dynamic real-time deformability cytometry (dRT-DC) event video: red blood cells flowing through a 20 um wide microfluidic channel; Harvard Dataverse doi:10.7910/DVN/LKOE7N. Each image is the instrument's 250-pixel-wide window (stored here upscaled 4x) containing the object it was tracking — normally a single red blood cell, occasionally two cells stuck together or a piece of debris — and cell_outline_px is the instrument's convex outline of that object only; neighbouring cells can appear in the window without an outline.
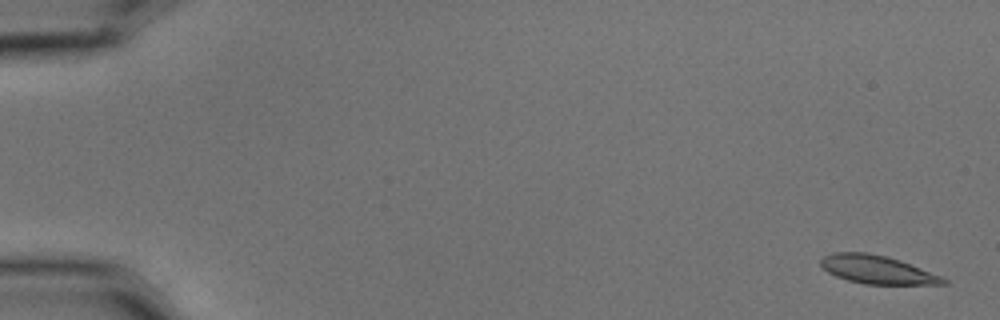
{"species": "common noctule bat (a hibernating species)", "species_latin": "Nyctalus noctula", "temperature_condition": "cold", "stored_images_in_passage": 6, "camera_frame_rate_fps": 3000, "um_per_image_px": 0.085, "animal": {"sex": "male", "body_mass_g": 15.6}, "frame": {"image": 1, "passage_image": 1, "time_ms": 0.0, "image_size_px": [1000, 320], "cell_outline_px": [[948, 284], [864, 284], [848, 280], [836, 276], [828, 272], [820, 264], [820, 260], [824, 256], [836, 252], [868, 252], [900, 260], [940, 276], [948, 280]], "centroid_in_image_um": [74.54, 22.92], "position_along_channel_um": 10.5, "area_um2": 19.94}}
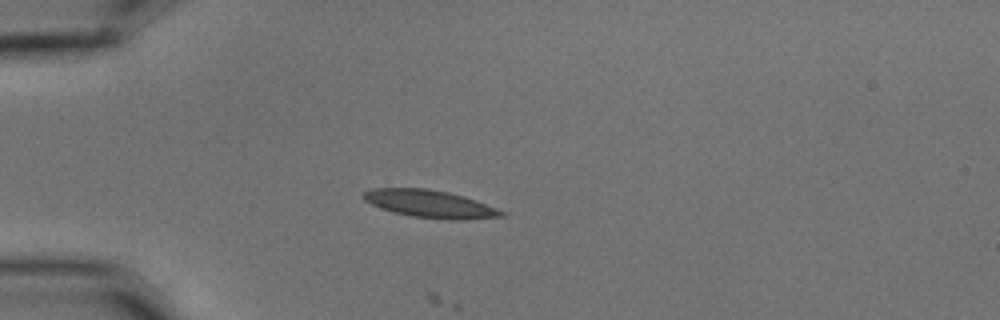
{"frame": {"image": 2, "passage_image": 5, "time_ms": 1.333, "image_size_px": [1000, 320], "cell_outline_px": [[504, 216], [464, 220], [444, 220], [412, 216], [392, 212], [372, 204], [364, 200], [364, 192], [372, 188], [428, 188], [448, 192], [464, 196], [476, 200], [496, 208], [504, 212]], "centroid_in_image_um": [36.56, 17.33], "position_along_channel_um": 48.4, "area_um2": 22.14}}